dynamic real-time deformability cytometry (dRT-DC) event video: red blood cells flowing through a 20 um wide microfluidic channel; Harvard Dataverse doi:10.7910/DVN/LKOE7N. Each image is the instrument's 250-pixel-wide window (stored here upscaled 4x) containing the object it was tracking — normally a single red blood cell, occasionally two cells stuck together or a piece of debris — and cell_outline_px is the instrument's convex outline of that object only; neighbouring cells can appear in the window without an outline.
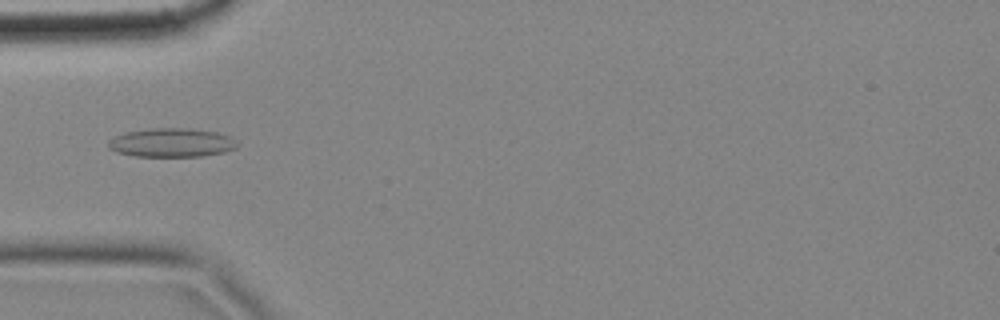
{"species": "common noctule bat (a hibernating species)", "species_latin": "Nyctalus noctula", "temperature_condition": "cold", "stored_images_in_passage": 7, "camera_frame_rate_fps": 3000, "um_per_image_px": 0.085, "animal": {"sex": "female", "body_mass_g": 18.4}, "frame": {"image": 1, "passage_image": 2, "time_ms": 0.333, "image_size_px": [1000, 320], "cell_outline_px": [[236, 148], [224, 152], [200, 156], [136, 156], [116, 152], [108, 148], [108, 140], [124, 132], [152, 128], [188, 128], [216, 132], [232, 136], [236, 140]], "centroid_in_image_um": [14.58, 12.12], "position_along_channel_um": 70.4, "area_um2": 21.68}}
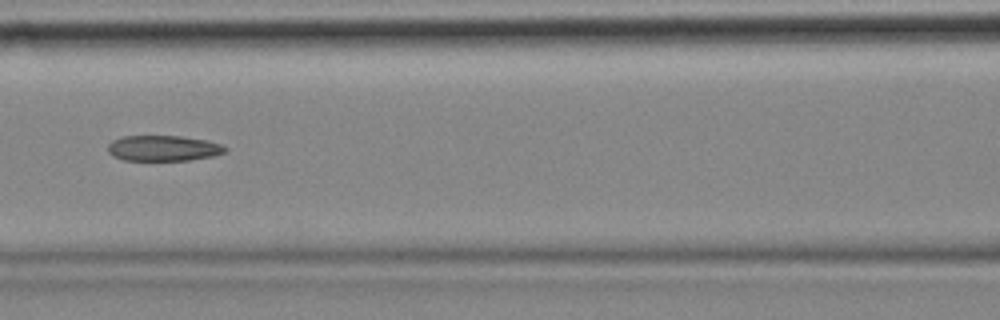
{"frame": {"image": 2, "passage_image": 4, "time_ms": 1.0, "image_size_px": [1000, 320], "cell_outline_px": [[228, 152], [212, 156], [188, 160], [124, 160], [112, 156], [108, 152], [108, 144], [112, 140], [120, 136], [180, 136], [208, 140], [220, 144], [228, 148]], "centroid_in_image_um": [13.88, 12.59], "position_along_channel_um": 152.7, "area_um2": 17.63}}
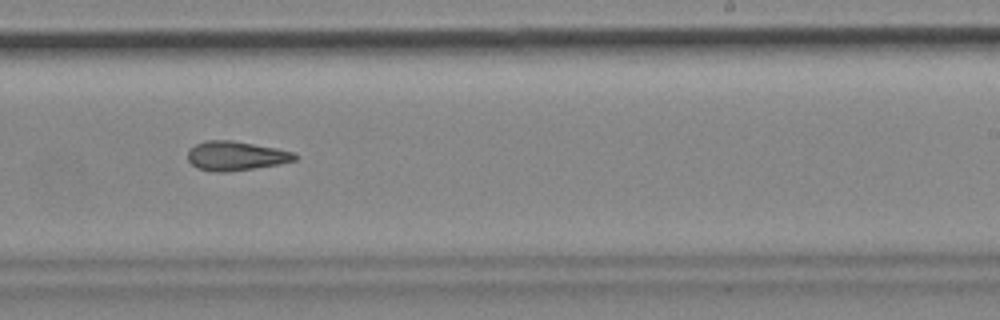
{"frame": {"image": 3, "passage_image": 7, "time_ms": 2.0, "image_size_px": [1000, 320], "cell_outline_px": [[300, 156], [296, 160], [276, 164], [228, 172], [216, 172], [196, 168], [188, 160], [188, 152], [196, 144], [208, 140], [232, 140], [276, 148], [296, 152]], "centroid_in_image_um": [20.07, 13.24], "position_along_channel_um": 268.9, "area_um2": 18.15}}